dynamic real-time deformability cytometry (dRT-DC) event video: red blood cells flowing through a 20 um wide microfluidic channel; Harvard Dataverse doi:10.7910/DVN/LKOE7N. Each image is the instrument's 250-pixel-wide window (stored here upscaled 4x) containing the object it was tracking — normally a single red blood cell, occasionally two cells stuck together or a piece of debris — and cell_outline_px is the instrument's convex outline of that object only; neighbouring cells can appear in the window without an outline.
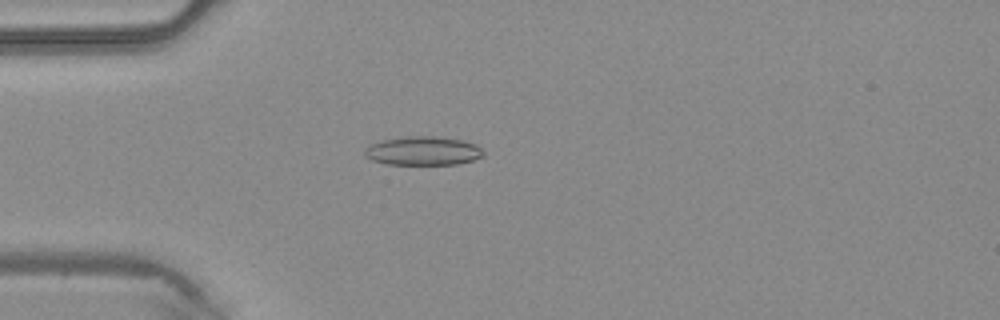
{"species": "common noctule bat (a hibernating species)", "species_latin": "Nyctalus noctula", "temperature_condition": "warm", "stored_images_in_passage": 3, "camera_frame_rate_fps": 3000, "um_per_image_px": 0.085, "animal": {"sex": "male", "body_mass_g": 20.4}, "frame": {"image": 1, "passage_image": 3, "time_ms": 0.667, "image_size_px": [1000, 320], "cell_outline_px": [[484, 156], [472, 160], [456, 164], [384, 164], [372, 160], [364, 156], [364, 148], [380, 140], [408, 136], [436, 136], [464, 140], [476, 144], [484, 152]], "centroid_in_image_um": [35.94, 12.82], "position_along_channel_um": 49.1, "area_um2": 20.06}}